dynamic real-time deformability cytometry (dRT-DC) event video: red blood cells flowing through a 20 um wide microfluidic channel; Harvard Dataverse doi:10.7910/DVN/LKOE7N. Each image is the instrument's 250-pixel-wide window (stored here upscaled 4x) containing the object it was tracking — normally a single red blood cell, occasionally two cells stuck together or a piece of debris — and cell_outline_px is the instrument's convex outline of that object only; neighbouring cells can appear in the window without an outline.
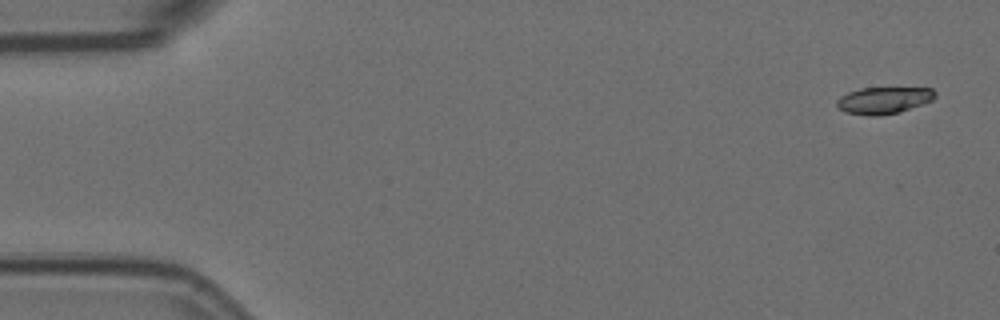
{"species": "Egyptian fruit bat (a non-hibernating species)", "species_latin": "Rousettus aegyptiacus", "temperature_condition": "room temperature", "stored_images_in_passage": 3, "camera_frame_rate_fps": 3000, "um_per_image_px": 0.085, "animal": {"sex": "female"}, "frame": {"image": 1, "passage_image": 1, "time_ms": 0.0, "image_size_px": [1000, 320], "cell_outline_px": [[936, 96], [932, 100], [900, 112], [880, 116], [872, 116], [844, 112], [836, 104], [836, 100], [840, 96], [848, 92], [860, 88], [932, 88], [936, 92]], "centroid_in_image_um": [75.1, 8.53], "position_along_channel_um": 9.9, "area_um2": 15.37}}
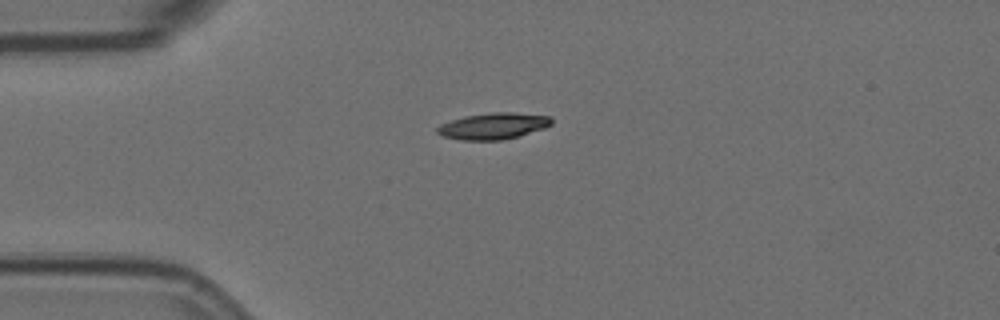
{"frame": {"image": 2, "passage_image": 3, "time_ms": 0.667, "image_size_px": [1000, 320], "cell_outline_px": [[552, 124], [544, 128], [516, 136], [500, 140], [460, 140], [444, 136], [436, 132], [436, 128], [440, 124], [464, 116], [492, 112], [512, 112], [552, 116]], "centroid_in_image_um": [41.92, 10.7], "position_along_channel_um": 43.1, "area_um2": 17.46}}